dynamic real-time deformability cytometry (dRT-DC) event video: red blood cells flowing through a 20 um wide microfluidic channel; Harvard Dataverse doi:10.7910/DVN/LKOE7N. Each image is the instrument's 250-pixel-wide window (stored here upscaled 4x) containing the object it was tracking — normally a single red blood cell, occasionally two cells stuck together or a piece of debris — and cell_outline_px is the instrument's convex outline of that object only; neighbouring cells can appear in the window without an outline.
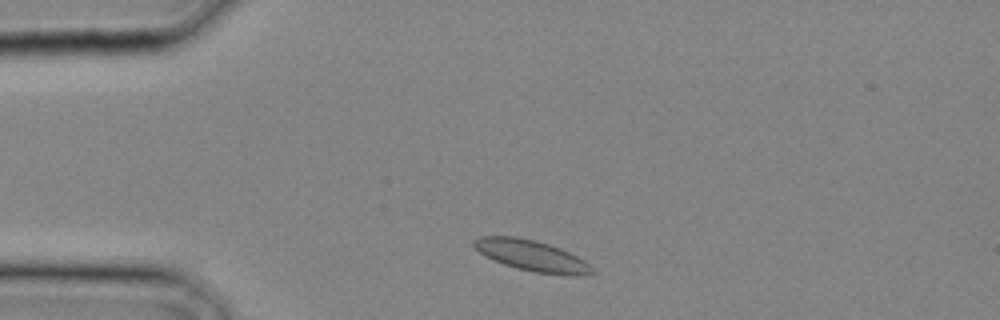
{"species": "common noctule bat (a hibernating species)", "species_latin": "Nyctalus noctula", "temperature_condition": "cold", "stored_images_in_passage": 1, "camera_frame_rate_fps": 3000, "um_per_image_px": 0.085, "animal": {"sex": "male", "body_mass_g": 20.4}, "frame": {"image": 1, "passage_image": 1, "time_ms": 0.0, "image_size_px": [1000, 320], "cell_outline_px": [[596, 272], [588, 276], [564, 276], [536, 272], [516, 268], [492, 260], [484, 256], [472, 244], [472, 240], [480, 236], [516, 236], [548, 244], [560, 248], [584, 260]], "centroid_in_image_um": [45.21, 21.75], "position_along_channel_um": 39.8, "area_um2": 21.44}}